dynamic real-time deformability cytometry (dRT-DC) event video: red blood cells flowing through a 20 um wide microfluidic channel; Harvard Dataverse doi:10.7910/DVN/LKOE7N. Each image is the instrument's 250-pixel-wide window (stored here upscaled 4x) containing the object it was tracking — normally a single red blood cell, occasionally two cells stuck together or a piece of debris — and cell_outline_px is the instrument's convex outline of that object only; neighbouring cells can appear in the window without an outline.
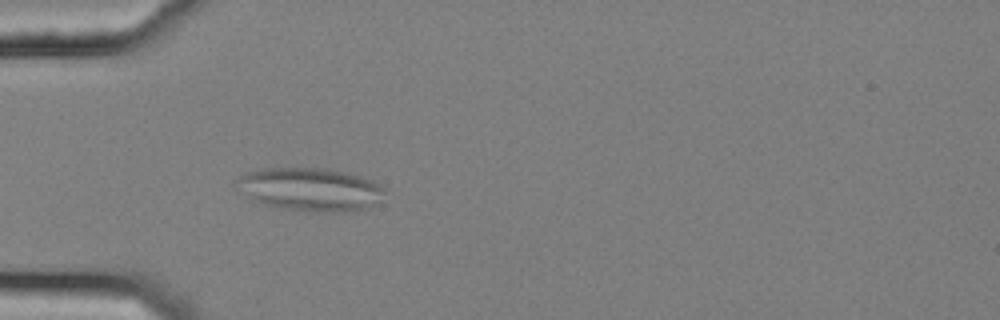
{"species": "common noctule bat (a hibernating species)", "species_latin": "Nyctalus noctula", "temperature_condition": "cold", "stored_images_in_passage": 54, "camera_frame_rate_fps": 3000, "um_per_image_px": 0.085, "animal": {"sex": "female", "body_mass_g": 25.1}, "frame": {"image": 1, "passage_image": 16, "time_ms": 5.0, "image_size_px": [1000, 320], "cell_outline_px": [[384, 192], [380, 200], [368, 208], [356, 212], [316, 212], [288, 208], [264, 204], [248, 196], [232, 184], [232, 180], [248, 172], [264, 168], [324, 168], [344, 172], [360, 176], [372, 180], [384, 188]], "centroid_in_image_um": [26.37, 16.09], "position_along_channel_um": 58.6, "area_um2": 37.22}}